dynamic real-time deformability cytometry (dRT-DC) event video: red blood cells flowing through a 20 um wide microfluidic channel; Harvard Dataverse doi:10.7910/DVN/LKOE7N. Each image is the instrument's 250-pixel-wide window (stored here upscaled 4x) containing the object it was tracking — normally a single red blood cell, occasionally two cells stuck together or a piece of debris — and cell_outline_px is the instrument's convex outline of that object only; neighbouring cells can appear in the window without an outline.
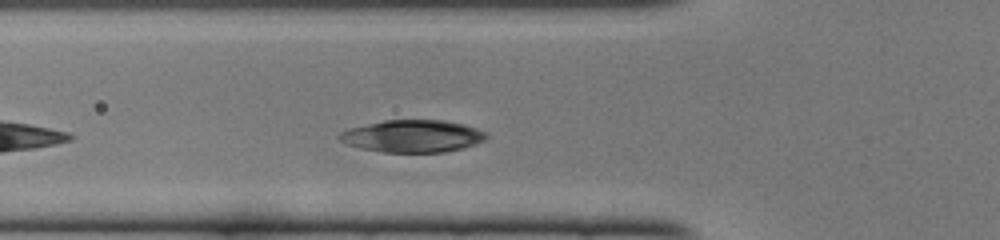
{"species": "common noctule bat (a hibernating species)", "species_latin": "Nyctalus noctula", "temperature_condition": "cold", "stored_images_in_passage": 17, "camera_frame_rate_fps": 3000, "um_per_image_px": 0.085, "animal": {"sex": "female", "body_mass_g": 22.0, "forearm_length_mm": 56.7}, "frame": {"image": 1, "passage_image": 6, "time_ms": 1.667, "image_size_px": [1000, 240], "cell_outline_px": [[488, 136], [484, 140], [476, 144], [464, 148], [444, 152], [384, 152], [360, 148], [344, 144], [336, 136], [340, 132], [348, 128], [384, 120], [444, 120], [464, 124], [476, 128], [484, 132]], "centroid_in_image_um": [35.04, 11.57], "position_along_channel_um": 90.8, "area_um2": 27.8}}